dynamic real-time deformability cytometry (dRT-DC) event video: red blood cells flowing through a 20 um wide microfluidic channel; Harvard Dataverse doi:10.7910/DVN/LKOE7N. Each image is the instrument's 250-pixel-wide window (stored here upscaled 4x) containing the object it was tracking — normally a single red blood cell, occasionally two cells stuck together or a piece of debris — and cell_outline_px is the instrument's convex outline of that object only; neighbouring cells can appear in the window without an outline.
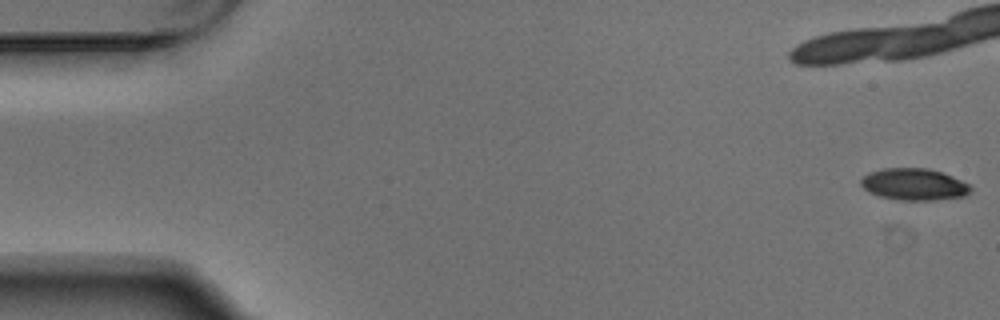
{"species": "Egyptian fruit bat (a non-hibernating species)", "species_latin": "Rousettus aegyptiacus", "temperature_condition": "warm", "stored_images_in_passage": 7, "camera_frame_rate_fps": 3000, "um_per_image_px": 0.085, "animal": {"sex": "male"}, "frame": {"image": 1, "passage_image": 1, "time_ms": 0.0, "image_size_px": [1000, 320], "cell_outline_px": [[972, 192], [964, 196], [936, 200], [900, 200], [880, 196], [868, 192], [860, 184], [860, 180], [864, 176], [872, 172], [884, 168], [928, 168], [952, 176], [968, 184], [972, 188]], "centroid_in_image_um": [77.7, 15.68], "position_along_channel_um": 7.3, "area_um2": 20.23}}